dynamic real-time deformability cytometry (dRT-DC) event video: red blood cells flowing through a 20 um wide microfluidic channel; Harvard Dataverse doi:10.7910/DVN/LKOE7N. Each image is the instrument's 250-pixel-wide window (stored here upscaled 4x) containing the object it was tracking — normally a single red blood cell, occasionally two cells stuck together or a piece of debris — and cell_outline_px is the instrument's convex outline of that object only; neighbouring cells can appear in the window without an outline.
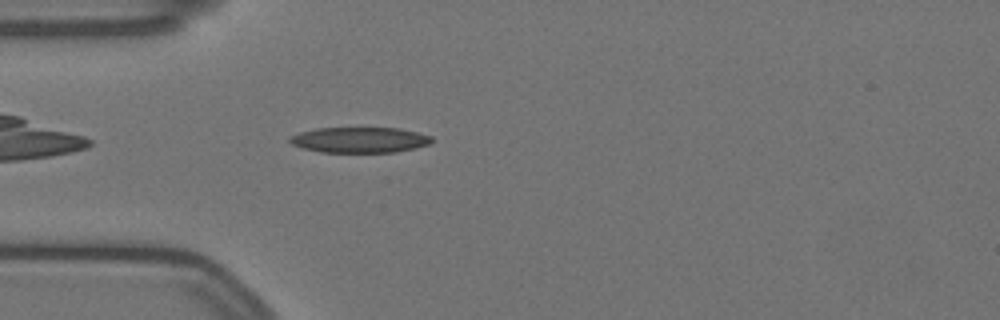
{"species": "Egyptian fruit bat (a non-hibernating species)", "species_latin": "Rousettus aegyptiacus", "temperature_condition": "warm", "stored_images_in_passage": 45, "camera_frame_rate_fps": 3000, "um_per_image_px": 0.085, "animal": {"sex": "female"}, "frame": {"image": 1, "passage_image": 4, "time_ms": 1.0, "image_size_px": [1000, 320], "cell_outline_px": [[432, 140], [428, 144], [416, 148], [396, 152], [320, 152], [304, 148], [292, 144], [288, 140], [288, 136], [300, 132], [316, 128], [400, 128], [432, 136]], "centroid_in_image_um": [30.55, 11.89], "position_along_channel_um": 54.4, "area_um2": 21.15}}
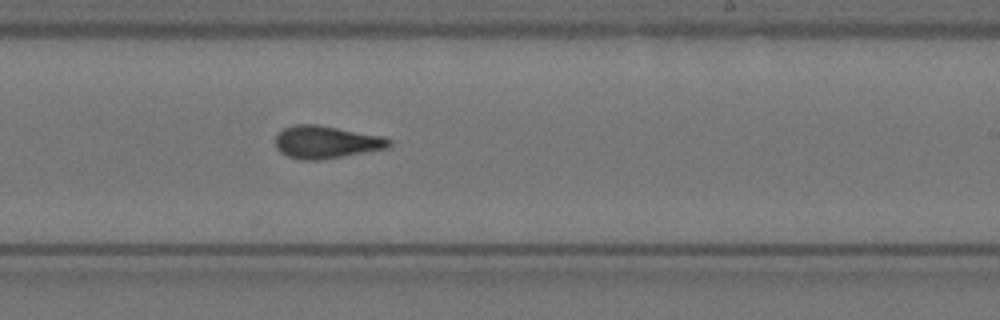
{"frame": {"image": 2, "passage_image": 22, "time_ms": 7.0, "image_size_px": [1000, 320], "cell_outline_px": [[392, 144], [388, 148], [320, 160], [300, 160], [288, 156], [280, 152], [276, 148], [276, 132], [292, 124], [316, 124], [380, 136], [392, 140]], "centroid_in_image_um": [27.67, 12.08], "position_along_channel_um": 261.3, "area_um2": 21.56}}
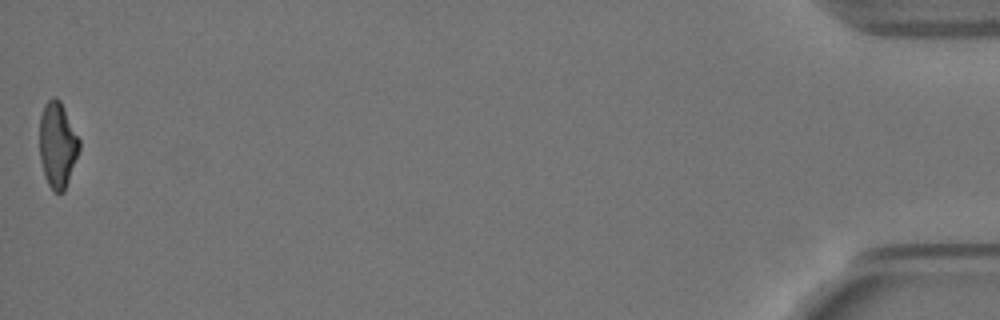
{"frame": {"image": 3, "passage_image": 45, "time_ms": 14.667, "image_size_px": [1000, 320], "cell_outline_px": [[80, 148], [64, 192], [56, 192], [48, 184], [44, 176], [40, 160], [40, 116], [44, 104], [52, 96], [56, 96], [60, 100], [80, 140]], "centroid_in_image_um": [4.88, 12.28], "position_along_channel_um": 430.3, "area_um2": 19.77}, "authors_computed_cell_mechanics": {"area_um2": 21.1548, "velocity_mm_per_s": 3.517, "shape_relaxation_time_tau1_ms": null, "shape_relaxation_time_tau2_ms": 2.6433, "deformation_change_tau1": null, "deformation_change_tau2": 0.1018}}